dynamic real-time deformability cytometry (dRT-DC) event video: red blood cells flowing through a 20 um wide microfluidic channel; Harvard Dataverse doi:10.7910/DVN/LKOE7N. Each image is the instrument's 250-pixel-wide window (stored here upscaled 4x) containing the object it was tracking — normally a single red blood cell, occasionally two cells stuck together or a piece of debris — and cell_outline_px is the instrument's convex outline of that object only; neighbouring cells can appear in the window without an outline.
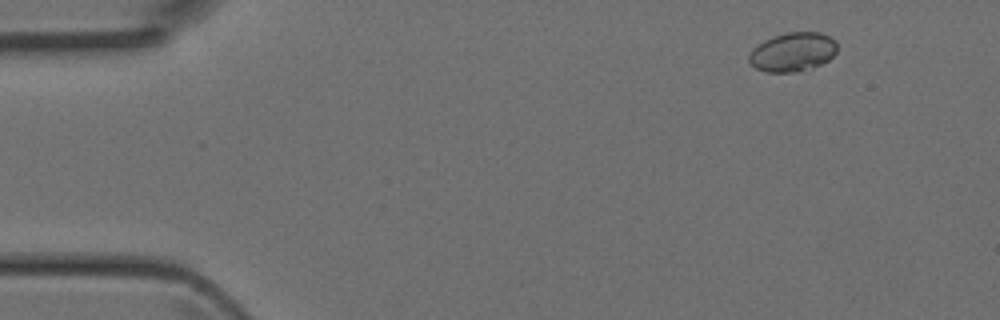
{"species": "Egyptian fruit bat (a non-hibernating species)", "species_latin": "Rousettus aegyptiacus", "temperature_condition": "room temperature", "stored_images_in_passage": 4, "camera_frame_rate_fps": 3000, "um_per_image_px": 0.085, "animal": {"sex": "female"}, "frame": {"image": 1, "passage_image": 1, "time_ms": 0.0, "image_size_px": [1000, 320], "cell_outline_px": [[836, 52], [828, 60], [812, 68], [800, 72], [768, 72], [756, 68], [748, 60], [748, 56], [752, 48], [764, 40], [788, 32], [820, 32], [836, 40]], "centroid_in_image_um": [67.38, 4.42], "position_along_channel_um": 17.6, "area_um2": 20.0}}
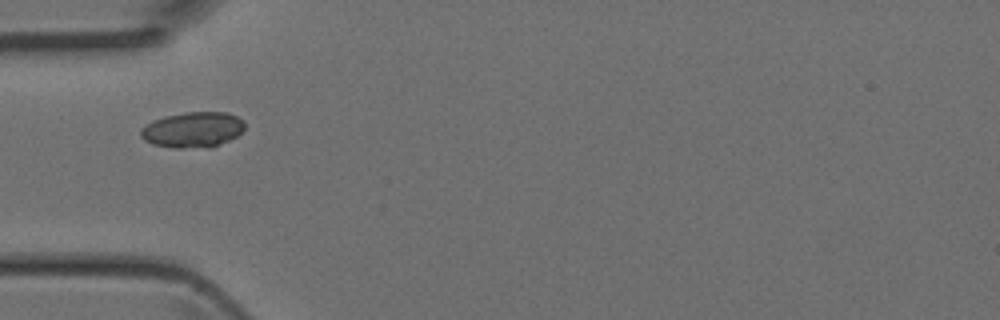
{"frame": {"image": 2, "passage_image": 4, "time_ms": 1.0, "image_size_px": [1000, 320], "cell_outline_px": [[244, 128], [236, 136], [212, 148], [172, 148], [152, 144], [144, 140], [140, 136], [140, 128], [152, 120], [164, 116], [184, 112], [228, 112], [244, 120]], "centroid_in_image_um": [16.35, 11.03], "position_along_channel_um": 68.6, "area_um2": 21.85}}